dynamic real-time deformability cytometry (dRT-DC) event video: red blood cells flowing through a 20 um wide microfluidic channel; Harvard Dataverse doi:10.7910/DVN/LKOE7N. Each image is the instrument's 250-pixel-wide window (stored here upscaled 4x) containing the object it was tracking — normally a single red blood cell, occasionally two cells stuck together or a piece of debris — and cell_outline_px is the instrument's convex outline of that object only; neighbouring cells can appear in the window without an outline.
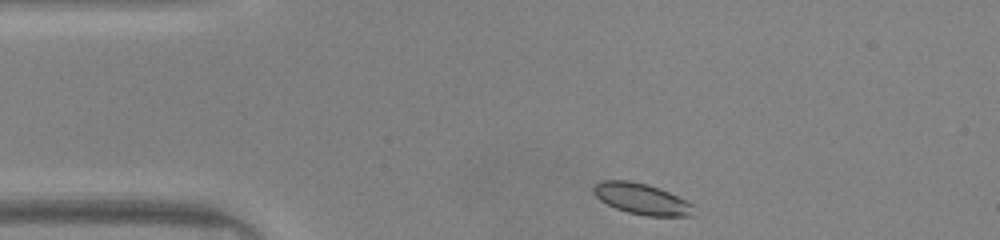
{"species": "common noctule bat (a hibernating species)", "species_latin": "Nyctalus noctula", "temperature_condition": "warm", "stored_images_in_passage": 41, "camera_frame_rate_fps": 3000, "um_per_image_px": 0.085, "animal": {"sex": "male", "body_mass_g": 20.0, "forearm_length_mm": 53.3}, "frame": {"image": 1, "passage_image": 1, "time_ms": 0.0, "image_size_px": [1000, 240], "cell_outline_px": [[696, 216], [648, 216], [628, 212], [616, 208], [600, 200], [592, 192], [592, 188], [600, 180], [628, 180], [648, 184], [668, 192], [692, 204]], "centroid_in_image_um": [54.53, 16.9], "position_along_channel_um": 30.5, "area_um2": 18.03}}
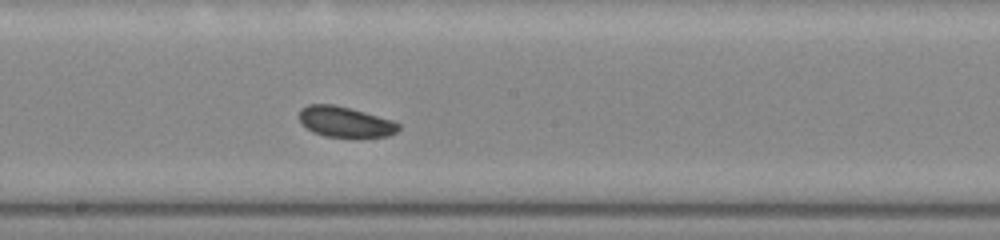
{"frame": {"image": 2, "passage_image": 18, "time_ms": 5.667, "image_size_px": [1000, 240], "cell_outline_px": [[400, 128], [396, 132], [388, 136], [324, 136], [312, 132], [300, 120], [300, 108], [308, 104], [332, 104], [364, 112], [392, 120], [400, 124]], "centroid_in_image_um": [29.33, 10.35], "position_along_channel_um": 218.9, "area_um2": 17.28}}
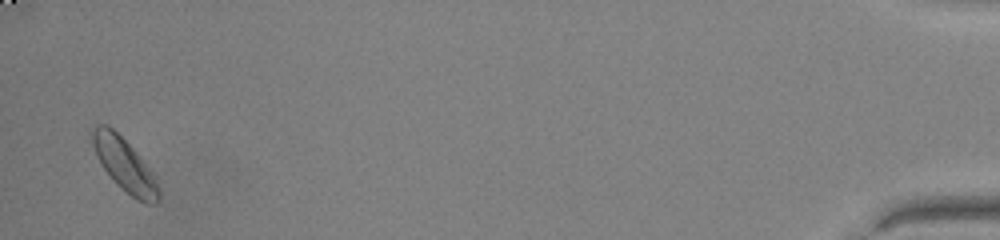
{"frame": {"image": 3, "passage_image": 40, "time_ms": 13.0, "image_size_px": [1000, 240], "cell_outline_px": [[160, 200], [156, 204], [148, 204], [132, 196], [116, 184], [112, 180], [100, 164], [96, 156], [88, 132], [96, 124], [108, 124], [136, 152], [152, 176], [160, 192]], "centroid_in_image_um": [10.49, 13.97], "position_along_channel_um": 424.7, "area_um2": 20.17}, "authors_computed_cell_mechanics": {"area_um2": 18.3804, "velocity_mm_per_s": 4.0813, "shape_relaxation_time_tau1_ms": 4.2258, "shape_relaxation_time_tau2_ms": null, "deformation_change_tau1": 0.0873, "deformation_change_tau2": null}}